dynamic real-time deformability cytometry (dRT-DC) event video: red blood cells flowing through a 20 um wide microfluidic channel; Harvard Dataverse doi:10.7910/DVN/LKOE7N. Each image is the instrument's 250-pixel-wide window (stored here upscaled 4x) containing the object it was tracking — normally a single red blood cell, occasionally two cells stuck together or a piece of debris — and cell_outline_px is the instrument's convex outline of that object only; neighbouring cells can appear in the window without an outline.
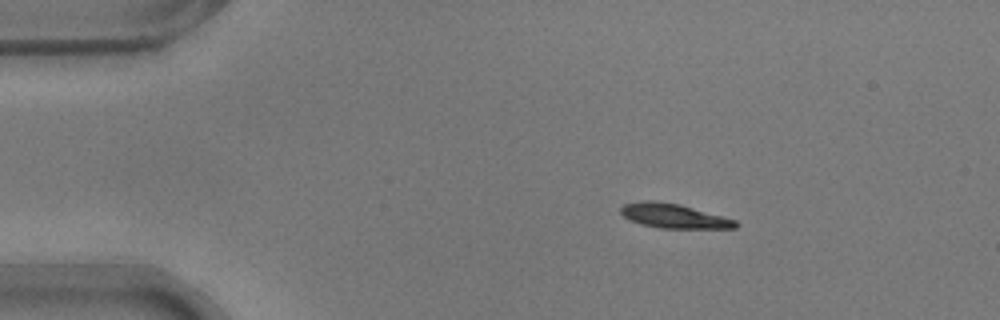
{"species": "common noctule bat (a hibernating species)", "species_latin": "Nyctalus noctula", "temperature_condition": "warm", "stored_images_in_passage": 46, "camera_frame_rate_fps": 3000, "um_per_image_px": 0.085, "animal": {"sex": "male", "body_mass_g": 17.9}, "frame": {"image": 1, "passage_image": 1, "time_ms": 0.0, "image_size_px": [1000, 320], "cell_outline_px": [[740, 224], [736, 228], [660, 228], [640, 224], [628, 220], [620, 212], [620, 208], [624, 204], [648, 200], [652, 200], [680, 204], [736, 220]], "centroid_in_image_um": [57.26, 18.36], "position_along_channel_um": 27.7, "area_um2": 16.3}}
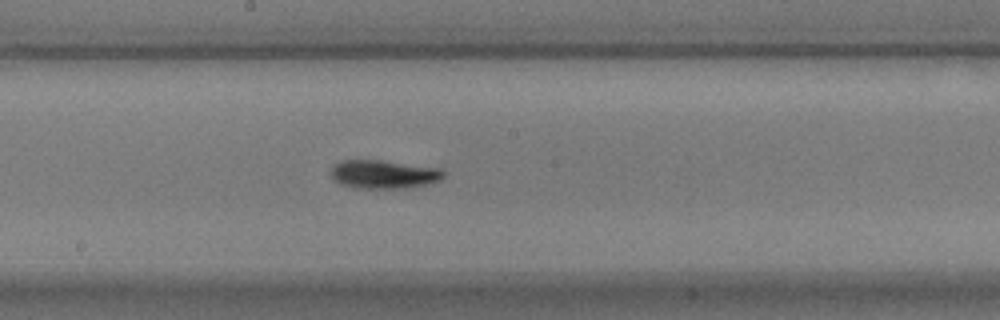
{"frame": {"image": 2, "passage_image": 21, "time_ms": 6.667, "image_size_px": [1000, 320], "cell_outline_px": [[444, 176], [440, 180], [424, 184], [404, 188], [360, 188], [344, 184], [336, 180], [332, 176], [332, 164], [340, 160], [380, 160], [440, 168], [444, 172]], "centroid_in_image_um": [32.62, 14.79], "position_along_channel_um": 215.6, "area_um2": 18.38}}
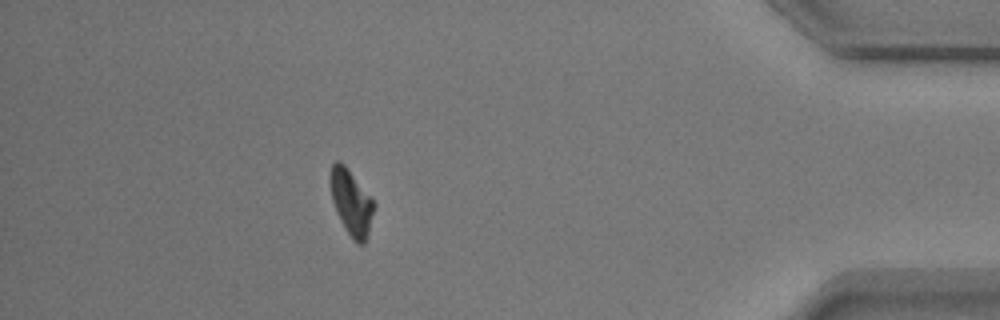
{"frame": {"image": 3, "passage_image": 40, "time_ms": 13.0, "image_size_px": [1000, 320], "cell_outline_px": [[376, 204], [368, 236], [364, 244], [356, 244], [352, 240], [336, 212], [332, 200], [332, 164], [336, 160], [340, 160], [344, 164], [372, 196]], "centroid_in_image_um": [29.92, 17.25], "position_along_channel_um": 405.3, "area_um2": 16.65}, "authors_computed_cell_mechanics": {"area_um2": 17.2244, "velocity_mm_per_s": 3.7305, "shape_relaxation_time_tau1_ms": 5.8225, "shape_relaxation_time_tau2_ms": 6.8445, "deformation_change_tau1": 0.1831, "deformation_change_tau2": 0.108}}